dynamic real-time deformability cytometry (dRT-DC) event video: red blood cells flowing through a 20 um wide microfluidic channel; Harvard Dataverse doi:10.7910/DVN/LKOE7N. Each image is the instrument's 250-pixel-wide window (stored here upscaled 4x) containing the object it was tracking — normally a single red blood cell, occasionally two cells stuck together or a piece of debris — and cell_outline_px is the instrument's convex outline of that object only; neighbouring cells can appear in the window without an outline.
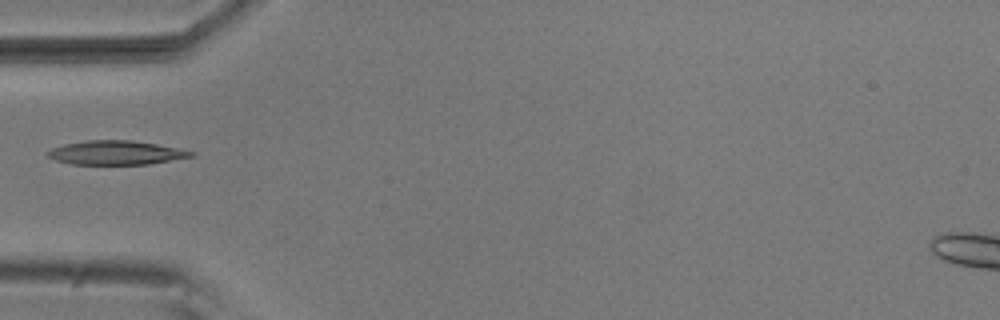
{"species": "common noctule bat (a hibernating species)", "species_latin": "Nyctalus noctula", "temperature_condition": "room temperature", "stored_images_in_passage": 5, "camera_frame_rate_fps": 3000, "um_per_image_px": 0.085, "animal": {"sex": "male", "body_mass_g": 20.5, "forearm_length_mm": 52.5}, "frame": {"image": 1, "passage_image": 5, "time_ms": 1.333, "image_size_px": [1000, 320], "cell_outline_px": [[196, 156], [148, 164], [72, 164], [56, 160], [48, 156], [44, 152], [52, 148], [64, 144], [88, 140], [132, 140], [156, 144], [196, 152]], "centroid_in_image_um": [9.86, 12.98], "position_along_channel_um": 75.1, "area_um2": 20.0}}